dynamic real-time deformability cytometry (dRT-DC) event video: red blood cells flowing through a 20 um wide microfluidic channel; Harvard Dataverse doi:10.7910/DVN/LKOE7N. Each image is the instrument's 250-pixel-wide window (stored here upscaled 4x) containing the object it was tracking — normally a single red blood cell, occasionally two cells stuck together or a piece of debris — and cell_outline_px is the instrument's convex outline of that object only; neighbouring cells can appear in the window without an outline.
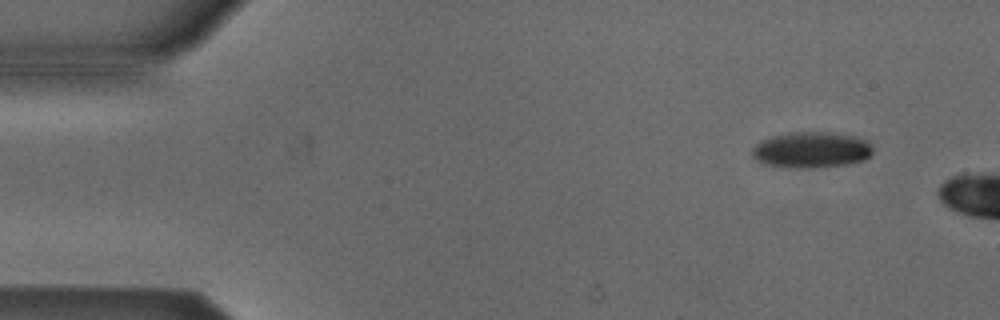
{"species": "Egyptian fruit bat (a non-hibernating species)", "species_latin": "Rousettus aegyptiacus", "temperature_condition": "cold", "stored_images_in_passage": 3, "camera_frame_rate_fps": 3000, "um_per_image_px": 0.085, "animal": {"sex": "male"}, "frame": {"image": 1, "passage_image": 1, "time_ms": 0.0, "image_size_px": [1000, 320], "cell_outline_px": [[872, 152], [864, 160], [848, 164], [820, 168], [788, 168], [764, 164], [756, 160], [752, 156], [752, 148], [756, 144], [764, 140], [788, 132], [816, 132], [856, 136], [868, 140], [872, 144]], "centroid_in_image_um": [68.98, 12.76], "position_along_channel_um": 16.0, "area_um2": 25.37}}